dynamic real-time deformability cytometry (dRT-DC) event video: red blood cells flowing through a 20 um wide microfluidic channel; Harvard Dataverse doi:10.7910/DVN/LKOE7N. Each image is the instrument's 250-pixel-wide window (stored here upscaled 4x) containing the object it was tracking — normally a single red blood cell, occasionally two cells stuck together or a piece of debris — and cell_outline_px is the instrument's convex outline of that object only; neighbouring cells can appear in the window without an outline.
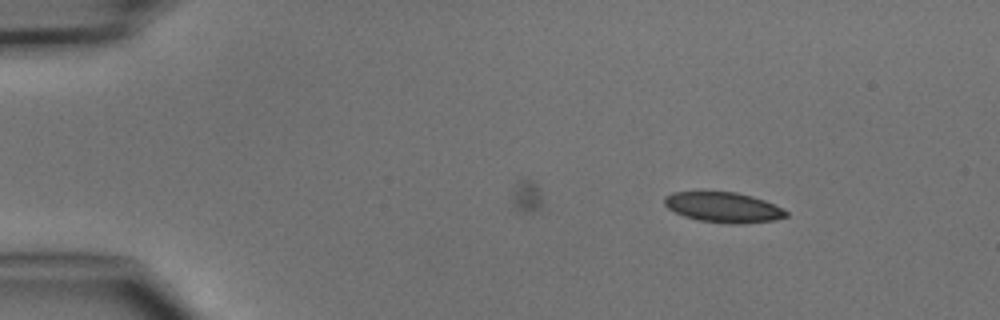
{"species": "common noctule bat (a hibernating species)", "species_latin": "Nyctalus noctula", "temperature_condition": "cold", "stored_images_in_passage": 3, "camera_frame_rate_fps": 3000, "um_per_image_px": 0.085, "animal": {"sex": "male", "body_mass_g": 15.6}, "frame": {"image": 1, "passage_image": 1, "time_ms": 0.0, "image_size_px": [1000, 320], "cell_outline_px": [[788, 216], [776, 220], [700, 220], [684, 216], [668, 208], [664, 204], [664, 196], [672, 192], [736, 192], [752, 196], [764, 200], [788, 212]], "centroid_in_image_um": [61.41, 17.55], "position_along_channel_um": 23.6, "area_um2": 20.06}}